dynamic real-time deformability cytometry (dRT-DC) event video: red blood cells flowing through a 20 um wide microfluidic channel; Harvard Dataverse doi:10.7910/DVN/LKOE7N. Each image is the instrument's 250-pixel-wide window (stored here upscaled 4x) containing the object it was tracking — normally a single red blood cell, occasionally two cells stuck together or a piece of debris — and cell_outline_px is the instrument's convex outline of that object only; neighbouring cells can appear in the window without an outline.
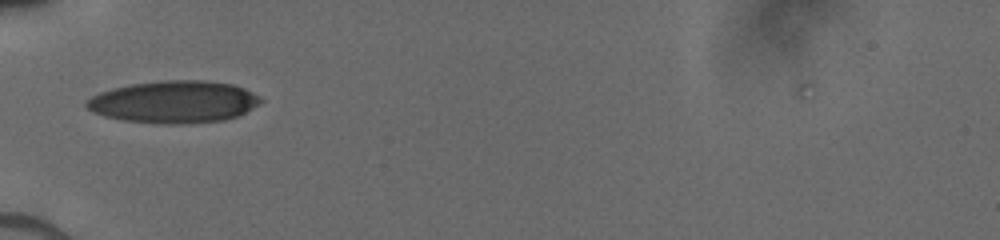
{"species": "human", "species_latin": "Homo sapiens", "temperature_condition": "cold", "stored_images_in_passage": 3, "camera_frame_rate_fps": 3000, "um_per_image_px": 0.085, "donor": {"sex": "male"}, "frame": {"image": 1, "passage_image": 1, "time_ms": 0.0, "image_size_px": [1000, 240], "cell_outline_px": [[264, 100], [260, 104], [236, 116], [224, 120], [180, 124], [172, 124], [120, 120], [104, 116], [92, 112], [84, 104], [84, 100], [100, 92], [112, 88], [132, 84], [164, 80], [208, 80], [232, 84], [244, 88], [260, 96]], "centroid_in_image_um": [14.77, 8.65], "position_along_channel_um": 70.2, "area_um2": 42.95}}